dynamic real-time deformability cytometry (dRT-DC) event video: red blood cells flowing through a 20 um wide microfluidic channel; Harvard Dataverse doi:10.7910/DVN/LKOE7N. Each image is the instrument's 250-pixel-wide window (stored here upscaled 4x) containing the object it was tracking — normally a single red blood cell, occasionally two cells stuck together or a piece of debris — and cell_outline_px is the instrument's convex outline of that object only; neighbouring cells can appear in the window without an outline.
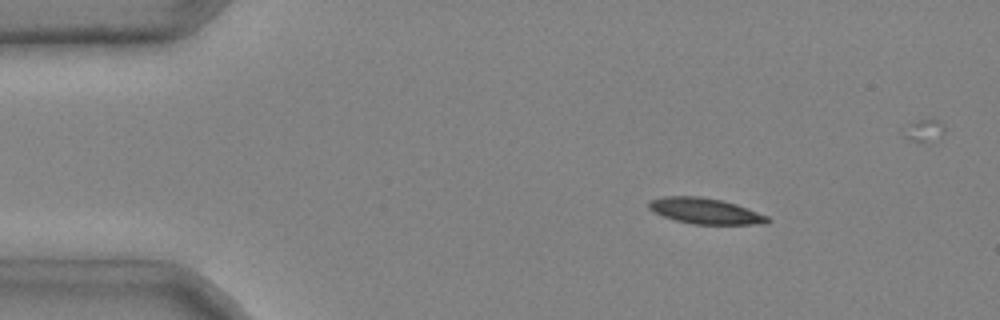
{"species": "common noctule bat (a hibernating species)", "species_latin": "Nyctalus noctula", "temperature_condition": "cold", "stored_images_in_passage": 4, "camera_frame_rate_fps": 3000, "um_per_image_px": 0.085, "animal": {"sex": "male", "body_mass_g": 20.4}, "frame": {"image": 1, "passage_image": 3, "time_ms": 0.667, "image_size_px": [1000, 320], "cell_outline_px": [[772, 220], [768, 224], [692, 224], [676, 220], [664, 216], [648, 208], [648, 204], [652, 200], [664, 196], [700, 196], [720, 200], [736, 204], [768, 216]], "centroid_in_image_um": [59.99, 17.94], "position_along_channel_um": 25.0, "area_um2": 17.69}}